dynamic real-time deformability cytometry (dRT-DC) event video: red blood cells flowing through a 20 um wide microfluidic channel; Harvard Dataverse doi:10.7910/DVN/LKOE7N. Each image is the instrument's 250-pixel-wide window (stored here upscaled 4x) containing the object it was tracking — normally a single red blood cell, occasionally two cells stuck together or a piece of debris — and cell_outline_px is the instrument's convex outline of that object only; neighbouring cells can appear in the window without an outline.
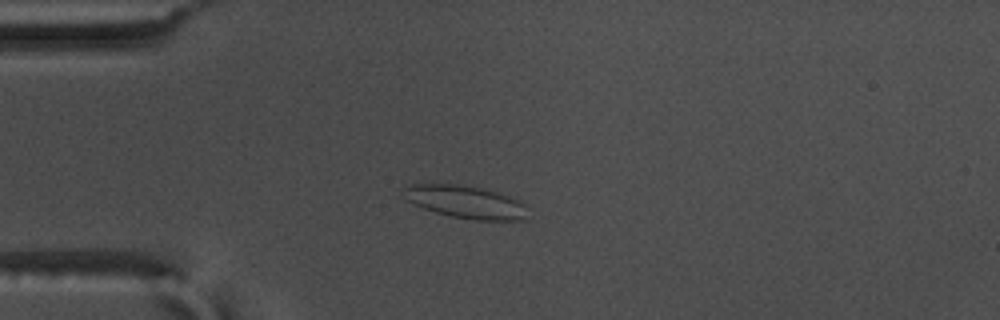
{"species": "common noctule bat (a hibernating species)", "species_latin": "Nyctalus noctula", "temperature_condition": "warm", "stored_images_in_passage": 56, "camera_frame_rate_fps": 3000, "um_per_image_px": 0.085, "animal": {"sex": "male", "body_mass_g": 17.5, "forearm_length_mm": 52.3}, "frame": {"image": 1, "passage_image": 16, "time_ms": 5.0, "image_size_px": [1000, 320], "cell_outline_px": [[524, 220], [472, 220], [452, 216], [436, 212], [424, 208], [408, 200], [404, 188], [412, 184], [460, 184], [480, 188], [496, 192], [520, 200], [524, 204]], "centroid_in_image_um": [39.59, 17.16], "position_along_channel_um": 45.4, "area_um2": 23.06}}
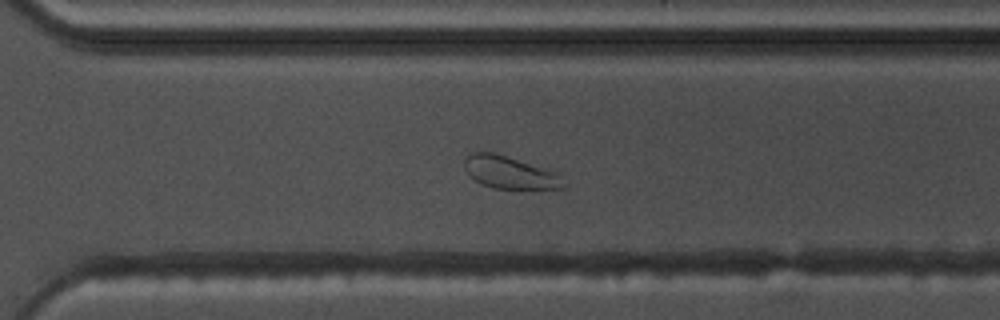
{"frame": {"image": 2, "passage_image": 41, "time_ms": 13.333, "image_size_px": [1000, 320], "cell_outline_px": [[568, 184], [564, 188], [492, 188], [480, 184], [468, 176], [464, 168], [464, 160], [472, 152], [492, 152], [560, 172]], "centroid_in_image_um": [43.37, 14.67], "position_along_channel_um": 327.2, "area_um2": 19.02}}
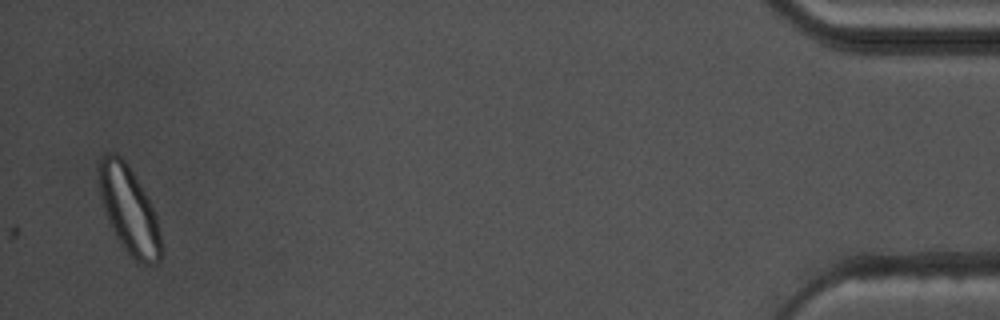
{"frame": {"image": 3, "passage_image": 56, "time_ms": 18.333, "image_size_px": [1000, 320], "cell_outline_px": [[164, 252], [160, 260], [156, 264], [140, 264], [124, 248], [116, 236], [108, 220], [100, 196], [96, 168], [104, 152], [116, 152], [128, 164], [152, 204], [156, 216]], "centroid_in_image_um": [10.97, 17.82], "position_along_channel_um": 424.2, "area_um2": 31.91}, "authors_computed_cell_mechanics": {"area_um2": 18.9295, "velocity_mm_per_s": 3.6274, "shape_relaxation_time_tau1_ms": 7.5137, "shape_relaxation_time_tau2_ms": 1.9263, "deformation_change_tau1": 0.1262, "deformation_change_tau2": 0.0736}}